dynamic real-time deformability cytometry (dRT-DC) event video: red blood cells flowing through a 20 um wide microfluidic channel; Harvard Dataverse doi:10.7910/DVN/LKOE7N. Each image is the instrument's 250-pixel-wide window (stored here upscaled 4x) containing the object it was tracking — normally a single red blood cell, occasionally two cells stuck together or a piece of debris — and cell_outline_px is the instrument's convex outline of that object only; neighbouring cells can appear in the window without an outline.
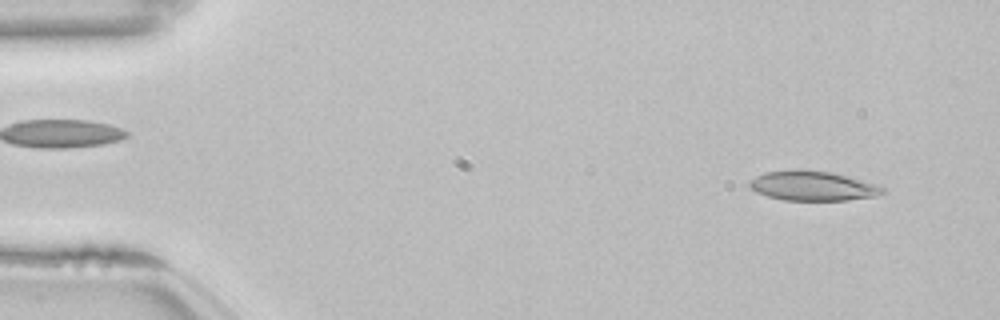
{"species": "common noctule bat (a hibernating species)", "species_latin": "Nyctalus noctula", "temperature_condition": "room temperature", "stored_images_in_passage": 53, "camera_frame_rate_fps": 3000, "um_per_image_px": 0.085, "animal": {"sex": "female", "body_mass_g": 22.7, "forearm_length_mm": 54.2}, "frame": {"image": 1, "passage_image": 4, "time_ms": 1.0, "image_size_px": [1000, 320], "cell_outline_px": [[884, 192], [876, 196], [848, 200], [784, 200], [768, 196], [756, 192], [748, 184], [748, 180], [764, 172], [792, 168], [800, 168], [832, 172], [848, 176], [876, 184], [884, 188]], "centroid_in_image_um": [69.04, 15.77], "position_along_channel_um": 16.0, "area_um2": 23.29}}
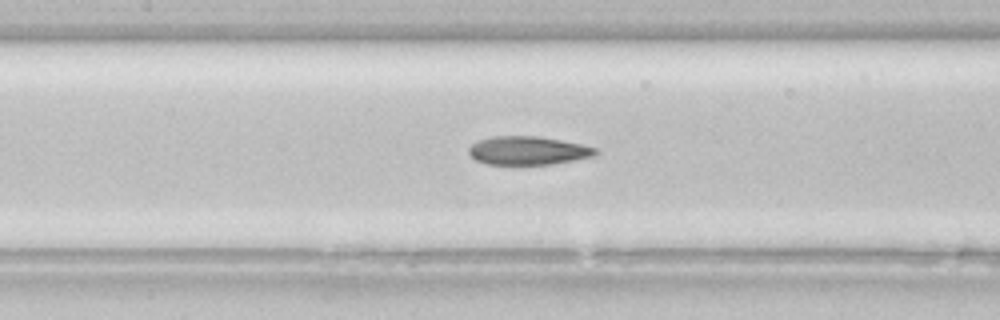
{"frame": {"image": 2, "passage_image": 24, "time_ms": 7.667, "image_size_px": [1000, 320], "cell_outline_px": [[600, 152], [592, 156], [552, 164], [488, 164], [476, 160], [468, 152], [468, 148], [472, 144], [480, 140], [492, 136], [536, 136], [560, 140], [580, 144], [596, 148]], "centroid_in_image_um": [44.86, 12.79], "position_along_channel_um": 162.5, "area_um2": 20.75}}
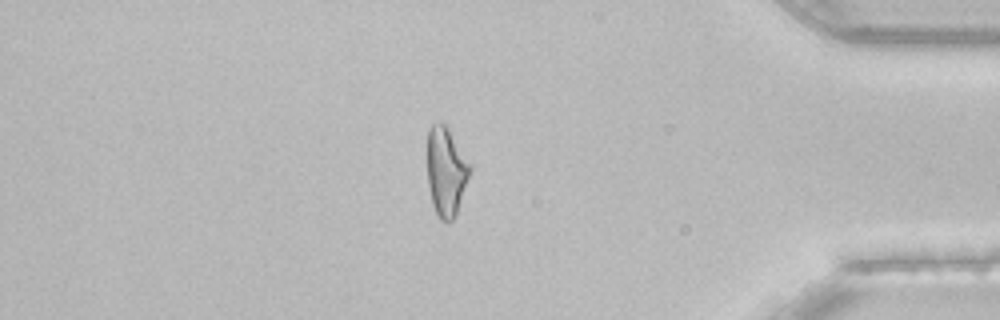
{"frame": {"image": 3, "passage_image": 45, "time_ms": 14.667, "image_size_px": [1000, 320], "cell_outline_px": [[472, 168], [456, 216], [452, 220], [440, 220], [432, 204], [428, 188], [428, 128], [432, 124], [444, 124], [448, 128], [472, 164]], "centroid_in_image_um": [37.94, 14.59], "position_along_channel_um": 397.3, "area_um2": 22.14}, "authors_computed_cell_mechanics": {"area_um2": 22.4842, "velocity_mm_per_s": 3.8545, "shape_relaxation_time_tau1_ms": 9.9533, "shape_relaxation_time_tau2_ms": 2.7707, "deformation_change_tau1": 0.216, "deformation_change_tau2": 0.1115}}